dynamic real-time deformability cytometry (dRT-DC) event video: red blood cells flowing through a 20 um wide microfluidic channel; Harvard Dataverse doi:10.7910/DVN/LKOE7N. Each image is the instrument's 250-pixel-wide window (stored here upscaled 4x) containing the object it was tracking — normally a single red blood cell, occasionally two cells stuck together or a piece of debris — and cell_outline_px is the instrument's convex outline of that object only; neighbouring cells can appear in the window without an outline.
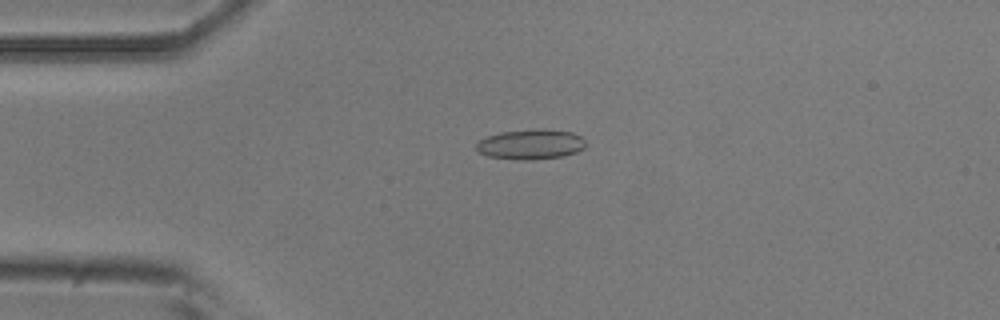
{"species": "common noctule bat (a hibernating species)", "species_latin": "Nyctalus noctula", "temperature_condition": "room temperature", "stored_images_in_passage": 52, "camera_frame_rate_fps": 3000, "um_per_image_px": 0.085, "animal": {"sex": "male", "body_mass_g": 20.5, "forearm_length_mm": 52.5}, "frame": {"image": 1, "passage_image": 12, "time_ms": 3.667, "image_size_px": [1000, 320], "cell_outline_px": [[584, 148], [576, 152], [564, 156], [528, 160], [520, 160], [488, 156], [476, 152], [476, 144], [480, 140], [488, 136], [500, 132], [540, 128], [544, 128], [572, 132], [580, 136], [584, 140]], "centroid_in_image_um": [45.1, 12.26], "position_along_channel_um": 39.9, "area_um2": 19.25}}
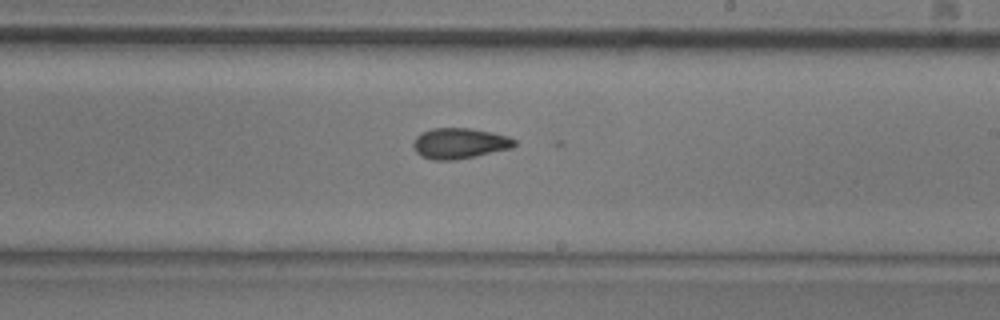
{"frame": {"image": 2, "passage_image": 30, "time_ms": 9.667, "image_size_px": [1000, 320], "cell_outline_px": [[516, 144], [512, 148], [452, 160], [432, 160], [420, 156], [416, 152], [412, 144], [416, 136], [420, 132], [432, 128], [472, 128], [492, 132], [508, 136], [516, 140]], "centroid_in_image_um": [39.03, 12.17], "position_along_channel_um": 250.0, "area_um2": 18.09}}
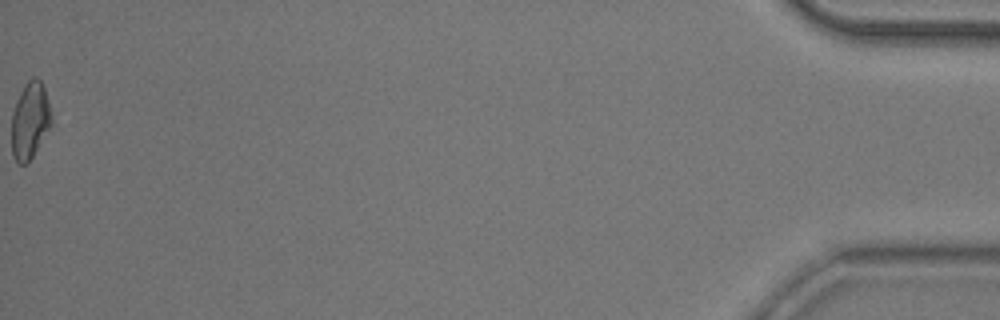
{"frame": {"image": 3, "passage_image": 52, "time_ms": 17.0, "image_size_px": [1000, 320], "cell_outline_px": [[52, 124], [32, 156], [24, 164], [20, 164], [12, 156], [12, 112], [16, 100], [24, 84], [32, 76], [36, 76], [40, 80], [44, 88], [52, 120]], "centroid_in_image_um": [2.53, 10.2], "position_along_channel_um": 432.7, "area_um2": 17.57}, "authors_computed_cell_mechanics": {"area_um2": 17.918, "velocity_mm_per_s": 3.8958, "shape_relaxation_time_tau1_ms": 5.0226, "shape_relaxation_time_tau2_ms": 3.14, "deformation_change_tau1": 0.136, "deformation_change_tau2": 0.1042}}